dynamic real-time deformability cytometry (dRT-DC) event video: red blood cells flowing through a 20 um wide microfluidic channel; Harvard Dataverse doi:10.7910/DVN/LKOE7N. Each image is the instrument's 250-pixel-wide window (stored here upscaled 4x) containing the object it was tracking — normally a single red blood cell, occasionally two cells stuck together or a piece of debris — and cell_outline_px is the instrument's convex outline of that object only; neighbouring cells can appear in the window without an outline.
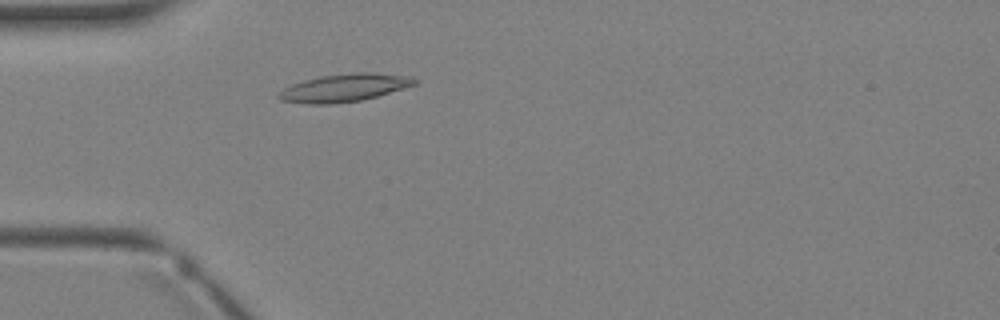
{"species": "Egyptian fruit bat (a non-hibernating species)", "species_latin": "Rousettus aegyptiacus", "temperature_condition": "warm", "stored_images_in_passage": 2, "camera_frame_rate_fps": 3000, "um_per_image_px": 0.085, "animal": {"sex": "female"}, "frame": {"image": 1, "passage_image": 2, "time_ms": 1.0, "image_size_px": [1000, 320], "cell_outline_px": [[420, 80], [416, 84], [376, 96], [360, 100], [332, 104], [304, 104], [280, 100], [276, 96], [284, 88], [292, 84], [304, 80], [320, 76], [356, 72], [372, 72], [412, 76]], "centroid_in_image_um": [29.27, 7.45], "position_along_channel_um": 55.7, "area_um2": 22.02}}